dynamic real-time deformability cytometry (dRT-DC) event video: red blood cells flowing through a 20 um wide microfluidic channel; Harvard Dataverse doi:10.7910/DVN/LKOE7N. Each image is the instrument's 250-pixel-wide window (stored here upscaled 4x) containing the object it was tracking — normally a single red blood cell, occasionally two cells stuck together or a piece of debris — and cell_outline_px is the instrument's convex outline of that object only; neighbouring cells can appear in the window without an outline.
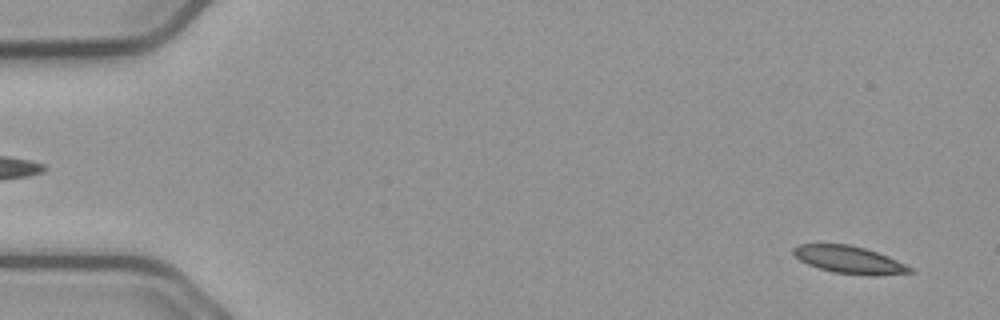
{"species": "common noctule bat (a hibernating species)", "species_latin": "Nyctalus noctula", "temperature_condition": "cold", "stored_images_in_passage": 17, "camera_frame_rate_fps": 3000, "um_per_image_px": 0.085, "animal": {"sex": "male", "body_mass_g": 23.1, "forearm_length_mm": 52.7}, "frame": {"image": 1, "passage_image": 4, "time_ms": 1.0, "image_size_px": [1000, 320], "cell_outline_px": [[912, 272], [872, 276], [832, 272], [808, 264], [800, 260], [792, 252], [792, 248], [800, 244], [848, 244], [864, 248], [876, 252], [896, 260], [912, 268]], "centroid_in_image_um": [72.15, 22.08], "position_along_channel_um": 12.9, "area_um2": 18.32}}
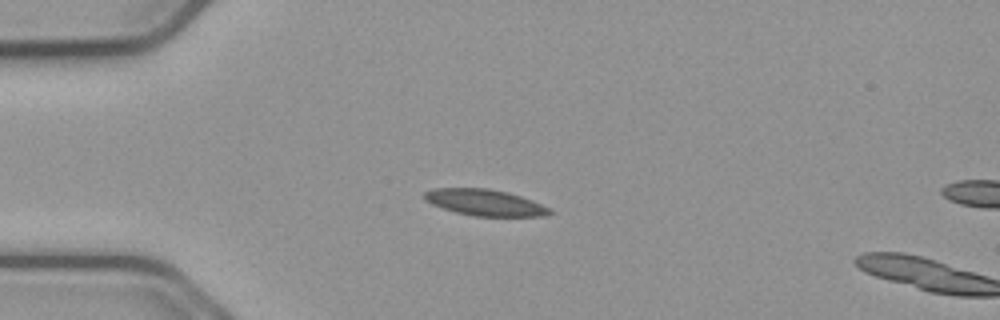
{"frame": {"image": 2, "passage_image": 15, "time_ms": 4.667, "image_size_px": [1000, 320], "cell_outline_px": [[552, 212], [544, 216], [472, 216], [456, 212], [432, 204], [424, 200], [424, 192], [432, 188], [488, 188], [508, 192], [532, 200], [548, 208]], "centroid_in_image_um": [41.17, 17.2], "position_along_channel_um": 43.8, "area_um2": 19.07}}